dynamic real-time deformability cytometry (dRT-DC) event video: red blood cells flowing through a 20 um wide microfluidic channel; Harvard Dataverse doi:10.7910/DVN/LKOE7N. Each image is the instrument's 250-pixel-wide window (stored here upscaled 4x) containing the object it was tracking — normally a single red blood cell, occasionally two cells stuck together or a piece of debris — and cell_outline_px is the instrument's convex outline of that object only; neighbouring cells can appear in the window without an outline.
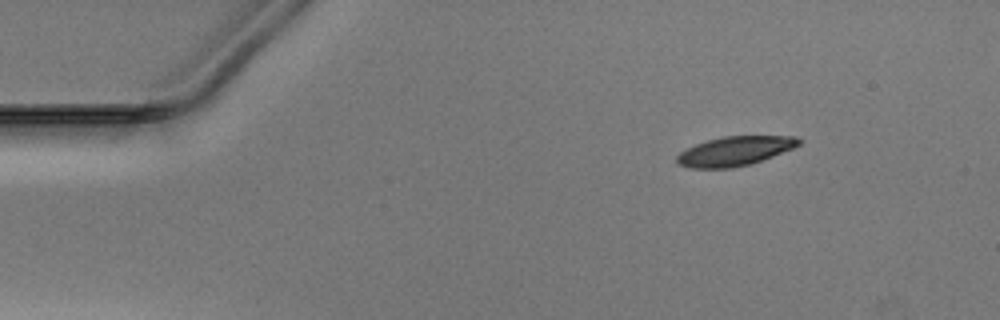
{"species": "Egyptian fruit bat (a non-hibernating species)", "species_latin": "Rousettus aegyptiacus", "temperature_condition": "warm", "stored_images_in_passage": 45, "camera_frame_rate_fps": 3000, "um_per_image_px": 0.085, "animal": {"sex": "male"}, "frame": {"image": 1, "passage_image": 1, "time_ms": 0.0, "image_size_px": [1000, 320], "cell_outline_px": [[804, 140], [800, 144], [792, 148], [772, 156], [748, 164], [732, 168], [688, 168], [676, 164], [676, 156], [680, 152], [696, 144], [708, 140], [724, 136], [796, 136]], "centroid_in_image_um": [62.44, 12.84], "position_along_channel_um": 22.6, "area_um2": 20.69}}
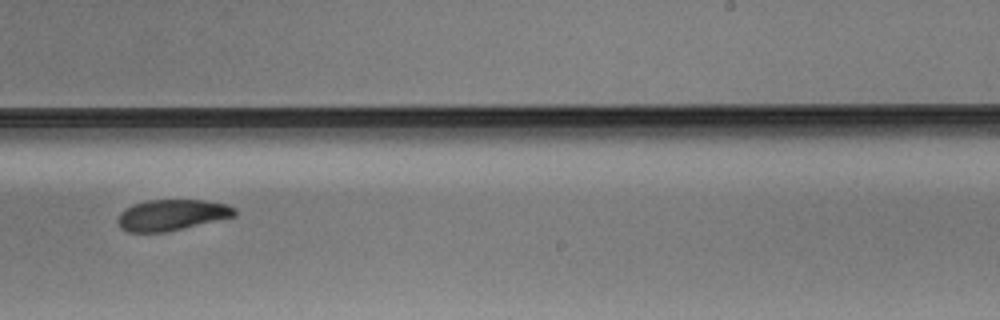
{"frame": {"image": 2, "passage_image": 26, "time_ms": 8.333, "image_size_px": [1000, 320], "cell_outline_px": [[236, 216], [168, 232], [128, 232], [120, 228], [116, 220], [120, 212], [132, 204], [148, 200], [204, 200], [228, 204], [236, 208]], "centroid_in_image_um": [14.6, 18.27], "position_along_channel_um": 274.4, "area_um2": 21.39}}
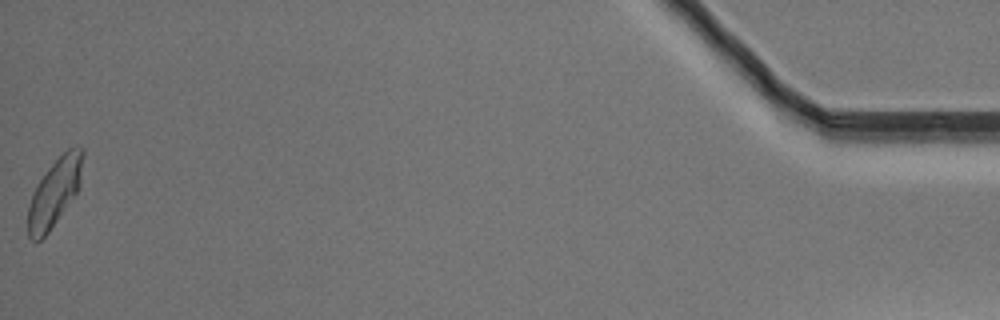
{"frame": {"image": 3, "passage_image": 45, "time_ms": 14.667, "image_size_px": [1000, 320], "cell_outline_px": [[84, 156], [80, 184], [76, 192], [48, 232], [40, 240], [32, 240], [28, 236], [28, 204], [32, 192], [36, 184], [48, 168], [68, 148], [84, 148]], "centroid_in_image_um": [4.62, 16.34], "position_along_channel_um": 430.6, "area_um2": 21.27}}